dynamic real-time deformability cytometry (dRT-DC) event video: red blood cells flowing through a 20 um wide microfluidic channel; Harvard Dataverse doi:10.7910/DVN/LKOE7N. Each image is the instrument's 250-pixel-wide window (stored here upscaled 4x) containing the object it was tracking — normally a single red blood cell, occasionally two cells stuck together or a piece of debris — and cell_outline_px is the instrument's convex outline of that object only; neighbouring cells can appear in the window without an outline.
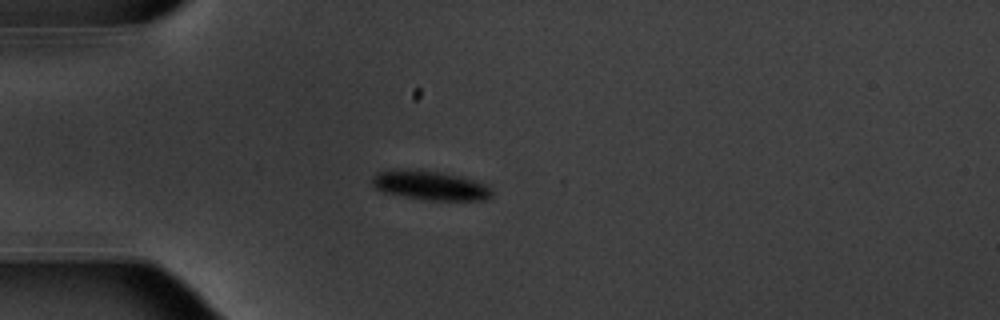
{"species": "common noctule bat (a hibernating species)", "species_latin": "Nyctalus noctula", "temperature_condition": "warm", "stored_images_in_passage": 22, "camera_frame_rate_fps": 3000, "um_per_image_px": 0.085, "animal": {"sex": "male", "body_mass_g": 20.1, "forearm_length_mm": 53.5}, "frame": {"image": 1, "passage_image": 15, "time_ms": 4.667, "image_size_px": [1000, 320], "cell_outline_px": [[492, 196], [484, 200], [424, 200], [384, 192], [376, 188], [372, 184], [372, 176], [376, 172], [392, 168], [408, 168], [440, 172], [460, 176], [476, 180], [484, 184], [492, 192]], "centroid_in_image_um": [36.5, 15.74], "position_along_channel_um": 48.5, "area_um2": 20.63}}
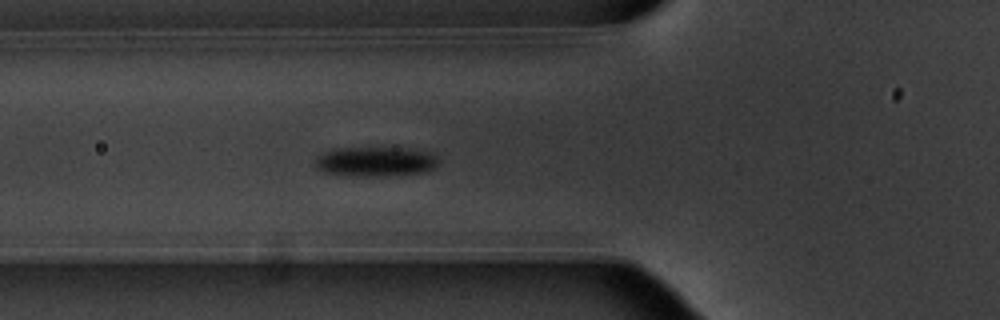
{"frame": {"image": 2, "passage_image": 20, "time_ms": 6.333, "image_size_px": [1000, 320], "cell_outline_px": [[440, 164], [432, 172], [400, 176], [336, 176], [320, 172], [312, 164], [312, 160], [316, 156], [332, 148], [404, 148], [432, 152], [440, 160]], "centroid_in_image_um": [31.91, 13.77], "position_along_channel_um": 93.9, "area_um2": 22.66}}